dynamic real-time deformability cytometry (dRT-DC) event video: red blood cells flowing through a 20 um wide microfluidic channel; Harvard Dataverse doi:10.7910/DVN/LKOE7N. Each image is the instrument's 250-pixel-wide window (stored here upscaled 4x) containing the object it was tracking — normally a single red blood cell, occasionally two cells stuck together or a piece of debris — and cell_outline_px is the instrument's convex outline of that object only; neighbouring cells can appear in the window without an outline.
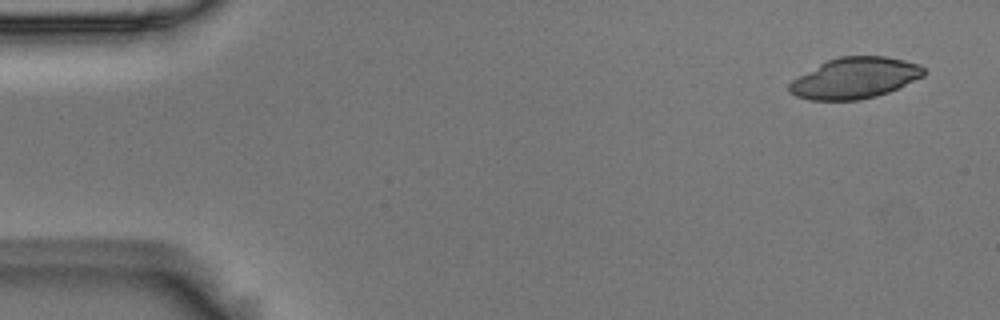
{"species": "Egyptian fruit bat (a non-hibernating species)", "species_latin": "Rousettus aegyptiacus", "temperature_condition": "room temperature", "stored_images_in_passage": 5, "camera_frame_rate_fps": 3000, "um_per_image_px": 0.085, "animal": {"sex": "male"}, "frame": {"image": 1, "passage_image": 1, "time_ms": 0.0, "image_size_px": [1000, 320], "cell_outline_px": [[924, 76], [888, 92], [876, 96], [860, 100], [808, 100], [796, 96], [788, 92], [788, 84], [792, 80], [820, 64], [828, 60], [840, 56], [884, 56], [904, 60], [920, 64], [924, 68]], "centroid_in_image_um": [72.65, 6.64], "position_along_channel_um": 12.4, "area_um2": 32.02}}